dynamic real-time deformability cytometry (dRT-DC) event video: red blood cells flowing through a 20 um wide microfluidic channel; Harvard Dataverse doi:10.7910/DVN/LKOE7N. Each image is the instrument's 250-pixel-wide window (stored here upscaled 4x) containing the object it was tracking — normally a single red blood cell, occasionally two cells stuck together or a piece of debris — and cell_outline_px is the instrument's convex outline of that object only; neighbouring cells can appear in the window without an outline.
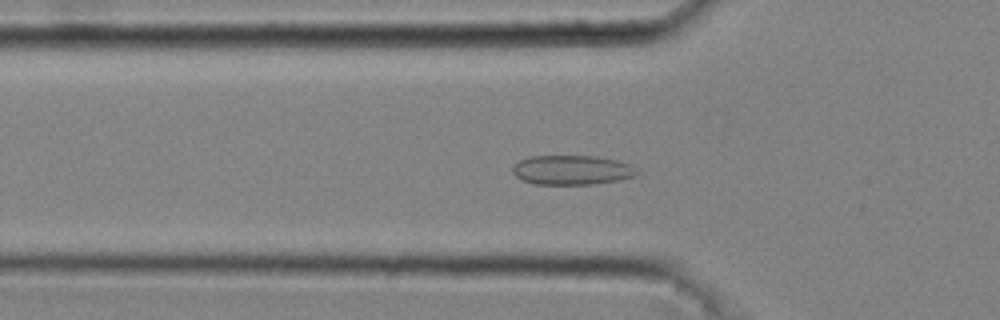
{"species": "common noctule bat (a hibernating species)", "species_latin": "Nyctalus noctula", "temperature_condition": "cold", "stored_images_in_passage": 47, "camera_frame_rate_fps": 3000, "um_per_image_px": 0.085, "animal": {"sex": "male", "body_mass_g": 20.4}, "frame": {"image": 1, "passage_image": 16, "time_ms": 5.0, "image_size_px": [1000, 320], "cell_outline_px": [[636, 176], [616, 180], [592, 184], [532, 184], [520, 180], [512, 172], [512, 168], [520, 160], [528, 156], [596, 156], [616, 160], [632, 164], [636, 168]], "centroid_in_image_um": [48.58, 14.45], "position_along_channel_um": 77.2, "area_um2": 21.39}}
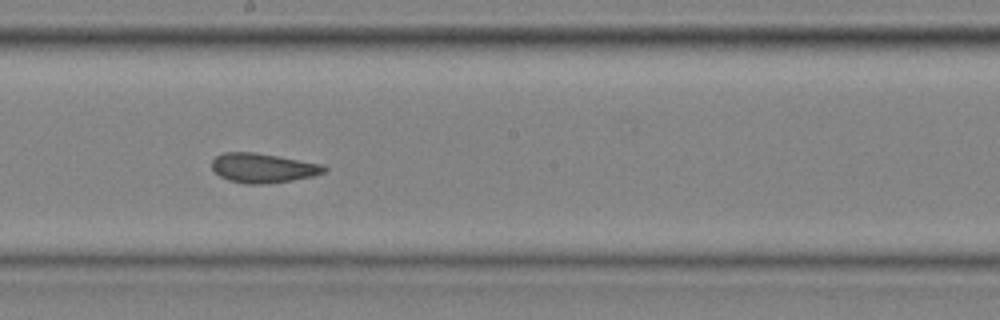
{"frame": {"image": 2, "passage_image": 27, "time_ms": 8.667, "image_size_px": [1000, 320], "cell_outline_px": [[328, 168], [324, 172], [312, 176], [292, 180], [260, 184], [248, 184], [228, 180], [220, 176], [212, 168], [212, 160], [216, 156], [224, 152], [256, 152], [324, 164]], "centroid_in_image_um": [22.36, 14.26], "position_along_channel_um": 225.8, "area_um2": 19.25}}
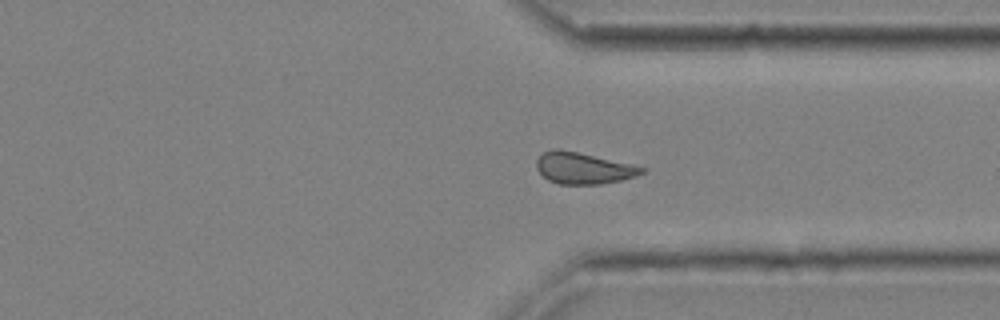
{"frame": {"image": 3, "passage_image": 37, "time_ms": 12.0, "image_size_px": [1000, 320], "cell_outline_px": [[644, 172], [636, 176], [620, 180], [600, 184], [560, 184], [548, 180], [536, 168], [536, 160], [540, 152], [552, 148], [560, 148], [632, 164], [644, 168]], "centroid_in_image_um": [49.52, 14.27], "position_along_channel_um": 361.9, "area_um2": 19.36}, "authors_computed_cell_mechanics": {"area_um2": 19.8254, "velocity_mm_per_s": 4.0494, "shape_relaxation_time_tau1_ms": 6.3964, "shape_relaxation_time_tau2_ms": 2.4815, "deformation_change_tau1": 0.0721, "deformation_change_tau2": 0.0671}}